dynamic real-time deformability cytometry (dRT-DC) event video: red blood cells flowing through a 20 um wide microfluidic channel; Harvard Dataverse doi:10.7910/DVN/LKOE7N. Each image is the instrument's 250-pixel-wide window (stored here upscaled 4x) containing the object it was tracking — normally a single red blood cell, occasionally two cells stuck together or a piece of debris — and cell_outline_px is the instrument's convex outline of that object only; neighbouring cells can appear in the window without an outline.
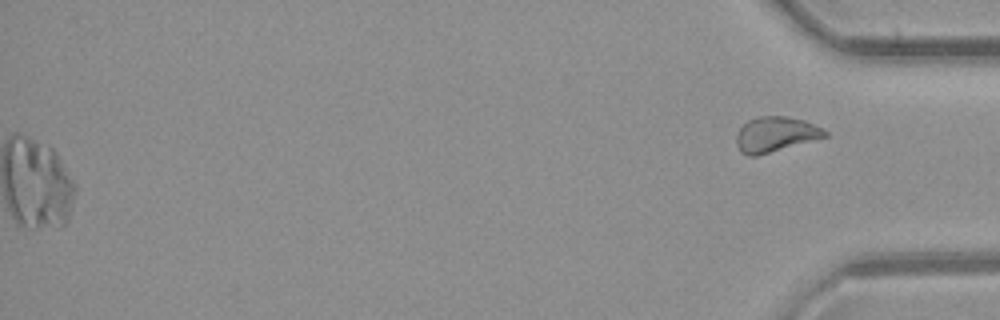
{"species": "common noctule bat (a hibernating species)", "species_latin": "Nyctalus noctula", "temperature_condition": "room temperature", "stored_images_in_passage": 39, "segment_of_instrument_passage": [2, 2], "camera_frame_rate_fps": 3000, "um_per_image_px": 0.085, "animal": {"sex": "female", "body_mass_g": 21.9}, "frame": {"image": 1, "passage_image": 39, "time_ms": 12.667, "image_size_px": [1000, 320], "cell_outline_px": [[828, 136], [756, 156], [748, 156], [740, 152], [736, 144], [736, 136], [740, 128], [748, 120], [760, 116], [788, 116], [804, 120], [824, 128], [828, 132]], "centroid_in_image_um": [65.92, 11.41], "position_along_channel_um": 369.3, "area_um2": 18.15}}